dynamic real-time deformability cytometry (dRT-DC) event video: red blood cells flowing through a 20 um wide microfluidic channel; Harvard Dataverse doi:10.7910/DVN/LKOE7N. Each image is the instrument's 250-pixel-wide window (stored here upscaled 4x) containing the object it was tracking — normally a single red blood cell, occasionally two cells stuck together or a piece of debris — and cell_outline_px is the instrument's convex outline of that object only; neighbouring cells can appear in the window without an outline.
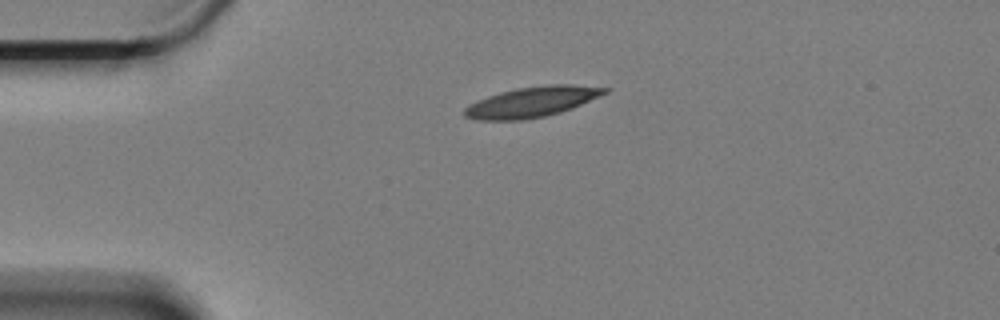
{"species": "Egyptian fruit bat (a non-hibernating species)", "species_latin": "Rousettus aegyptiacus", "temperature_condition": "cold", "stored_images_in_passage": 48, "camera_frame_rate_fps": 3000, "um_per_image_px": 0.085, "animal": {"sex": "female"}, "frame": {"image": 1, "passage_image": 1, "time_ms": 0.0, "image_size_px": [1000, 320], "cell_outline_px": [[612, 88], [608, 92], [600, 96], [572, 108], [560, 112], [544, 116], [520, 120], [480, 120], [464, 116], [464, 108], [468, 104], [476, 100], [500, 92], [516, 88], [548, 84], [572, 84]], "centroid_in_image_um": [45.23, 8.65], "position_along_channel_um": 39.8, "area_um2": 24.85}}
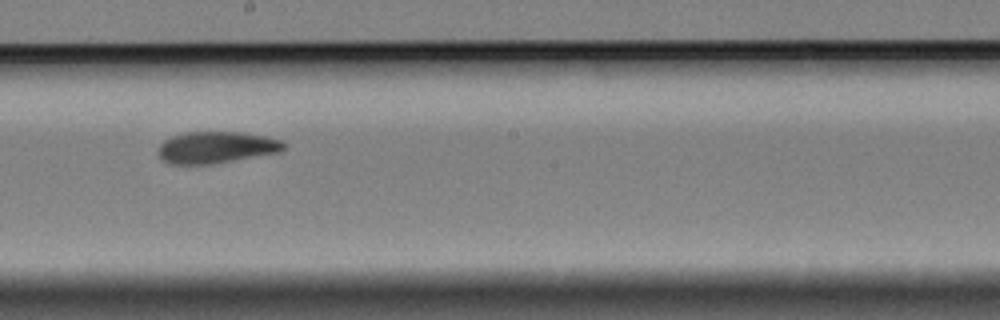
{"frame": {"image": 2, "passage_image": 21, "time_ms": 6.667, "image_size_px": [1000, 320], "cell_outline_px": [[284, 148], [280, 152], [212, 164], [168, 164], [160, 156], [160, 144], [164, 140], [172, 136], [184, 132], [244, 132], [284, 140]], "centroid_in_image_um": [18.4, 12.52], "position_along_channel_um": 229.8, "area_um2": 23.12}}
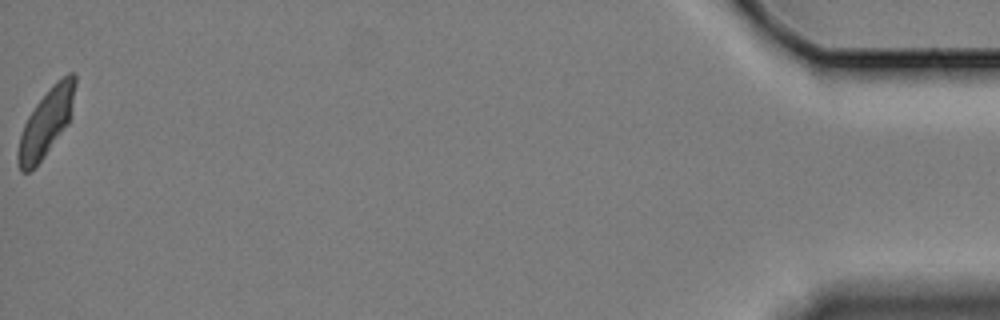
{"frame": {"image": 3, "passage_image": 48, "time_ms": 15.667, "image_size_px": [1000, 320], "cell_outline_px": [[76, 84], [68, 124], [44, 156], [28, 172], [20, 172], [16, 160], [16, 152], [20, 136], [24, 124], [28, 116], [36, 104], [52, 84], [56, 80], [68, 72], [76, 72]], "centroid_in_image_um": [3.91, 10.39], "position_along_channel_um": 431.3, "area_um2": 22.25}, "authors_computed_cell_mechanics": {"area_um2": 23.6113, "velocity_mm_per_s": 3.2791, "shape_relaxation_time_tau1_ms": 6.7597, "shape_relaxation_time_tau2_ms": 2.5966, "deformation_change_tau1": 0.1682, "deformation_change_tau2": 0.0661}}